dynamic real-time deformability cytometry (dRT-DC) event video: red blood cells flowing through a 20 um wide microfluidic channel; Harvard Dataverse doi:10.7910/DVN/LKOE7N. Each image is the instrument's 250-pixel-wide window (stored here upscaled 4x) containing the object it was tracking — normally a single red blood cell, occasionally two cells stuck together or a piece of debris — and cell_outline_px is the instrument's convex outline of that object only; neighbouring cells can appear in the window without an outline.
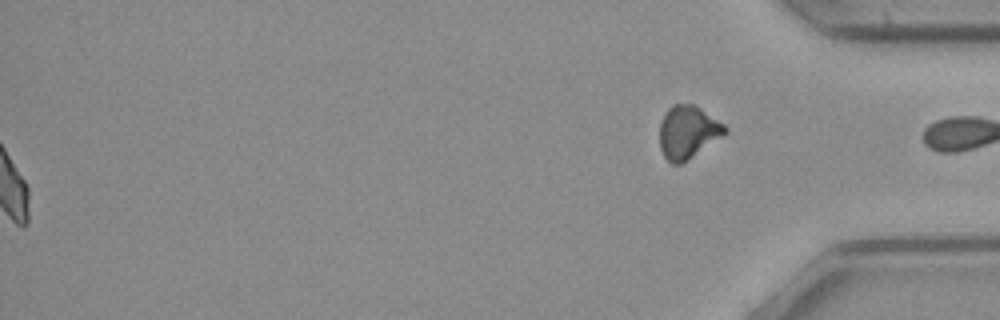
{"species": "common noctule bat (a hibernating species)", "species_latin": "Nyctalus noctula", "temperature_condition": "cold", "stored_images_in_passage": 37, "segment_of_instrument_passage": [2, 2], "camera_frame_rate_fps": 3000, "um_per_image_px": 0.085, "animal": {"sex": "female", "body_mass_g": 21.9}, "frame": {"image": 1, "passage_image": 37, "time_ms": 12.0, "image_size_px": [1000, 320], "cell_outline_px": [[728, 132], [680, 164], [672, 164], [664, 156], [660, 148], [660, 124], [668, 108], [672, 104], [692, 104], [700, 108], [724, 124], [728, 128]], "centroid_in_image_um": [58.46, 11.22], "position_along_channel_um": 376.7, "area_um2": 19.77}}